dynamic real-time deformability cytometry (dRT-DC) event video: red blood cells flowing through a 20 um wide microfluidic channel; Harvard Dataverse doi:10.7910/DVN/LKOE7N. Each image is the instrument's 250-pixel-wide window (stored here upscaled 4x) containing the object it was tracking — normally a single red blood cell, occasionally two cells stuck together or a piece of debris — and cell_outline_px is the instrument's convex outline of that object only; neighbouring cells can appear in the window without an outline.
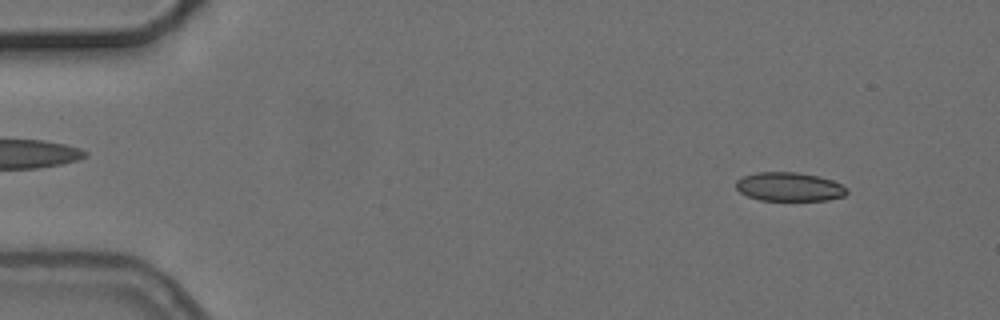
{"species": "common noctule bat (a hibernating species)", "species_latin": "Nyctalus noctula", "temperature_condition": "cold", "stored_images_in_passage": 3, "camera_frame_rate_fps": 3000, "um_per_image_px": 0.085, "animal": {"sex": "female", "body_mass_g": 24.6, "forearm_length_mm": 56.2}, "frame": {"image": 1, "passage_image": 1, "time_ms": 0.0, "image_size_px": [1000, 320], "cell_outline_px": [[848, 192], [844, 196], [828, 200], [760, 200], [748, 196], [740, 192], [736, 188], [736, 180], [744, 176], [756, 172], [796, 172], [820, 176], [832, 180], [848, 188]], "centroid_in_image_um": [67.1, 15.87], "position_along_channel_um": 17.9, "area_um2": 18.67}}
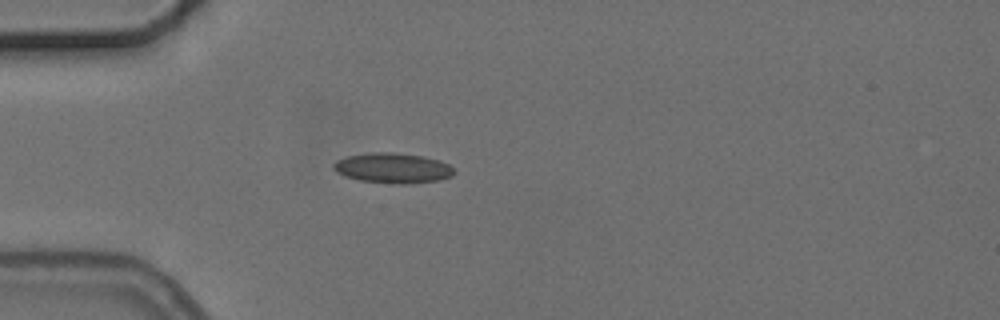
{"frame": {"image": 2, "passage_image": 3, "time_ms": 3.333, "image_size_px": [1000, 320], "cell_outline_px": [[456, 172], [452, 176], [440, 180], [408, 184], [396, 184], [360, 180], [344, 176], [336, 172], [332, 168], [332, 164], [336, 160], [348, 156], [372, 152], [392, 152], [424, 156], [448, 164], [456, 168]], "centroid_in_image_um": [33.4, 14.29], "position_along_channel_um": 51.6, "area_um2": 21.39}}